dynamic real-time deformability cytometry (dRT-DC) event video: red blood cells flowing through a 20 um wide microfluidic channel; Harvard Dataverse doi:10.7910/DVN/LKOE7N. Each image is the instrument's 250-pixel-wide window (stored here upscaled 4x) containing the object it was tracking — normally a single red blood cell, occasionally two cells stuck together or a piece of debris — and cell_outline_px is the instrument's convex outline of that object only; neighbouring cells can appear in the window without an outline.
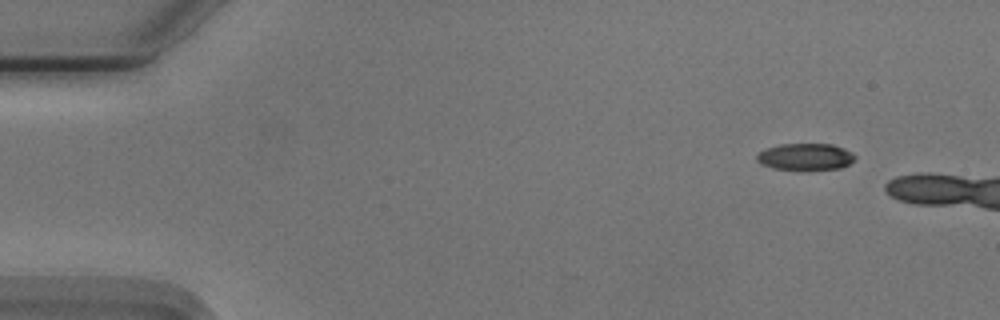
{"species": "Egyptian fruit bat (a non-hibernating species)", "species_latin": "Rousettus aegyptiacus", "temperature_condition": "cold", "stored_images_in_passage": 7, "camera_frame_rate_fps": 3000, "um_per_image_px": 0.085, "animal": {"sex": "male"}, "frame": {"image": 1, "passage_image": 1, "time_ms": 0.0, "image_size_px": [1000, 320], "cell_outline_px": [[856, 160], [840, 168], [772, 168], [760, 164], [756, 160], [756, 156], [760, 152], [768, 148], [780, 144], [832, 144], [844, 148], [852, 152], [856, 156]], "centroid_in_image_um": [68.48, 13.3], "position_along_channel_um": 16.5, "area_um2": 14.91}}